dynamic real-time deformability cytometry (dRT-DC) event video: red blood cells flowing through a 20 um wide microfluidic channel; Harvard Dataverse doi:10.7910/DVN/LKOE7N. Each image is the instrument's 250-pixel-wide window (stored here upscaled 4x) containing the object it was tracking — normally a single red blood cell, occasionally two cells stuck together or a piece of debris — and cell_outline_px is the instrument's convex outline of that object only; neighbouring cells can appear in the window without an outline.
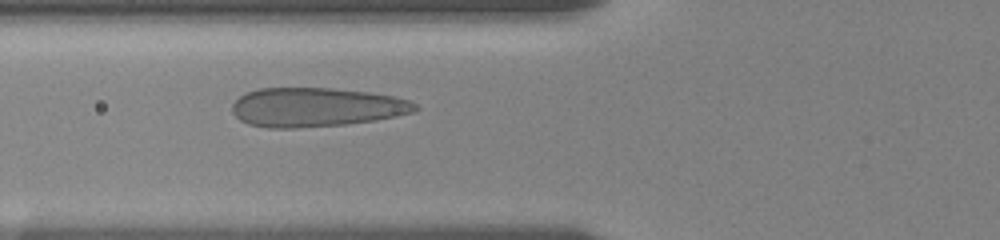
{"species": "human", "species_latin": "Homo sapiens", "temperature_condition": "room temperature", "stored_images_in_passage": 5, "camera_frame_rate_fps": 3000, "um_per_image_px": 0.085, "donor": {"sex": "female"}, "frame": {"image": 1, "passage_image": 3, "time_ms": 1.0, "image_size_px": [1000, 240], "cell_outline_px": [[420, 108], [416, 112], [376, 120], [344, 124], [296, 128], [268, 128], [248, 124], [240, 120], [232, 112], [232, 104], [244, 92], [260, 88], [332, 88], [368, 92], [392, 96], [408, 100], [416, 104]], "centroid_in_image_um": [26.86, 9.11], "position_along_channel_um": 98.9, "area_um2": 41.79}}
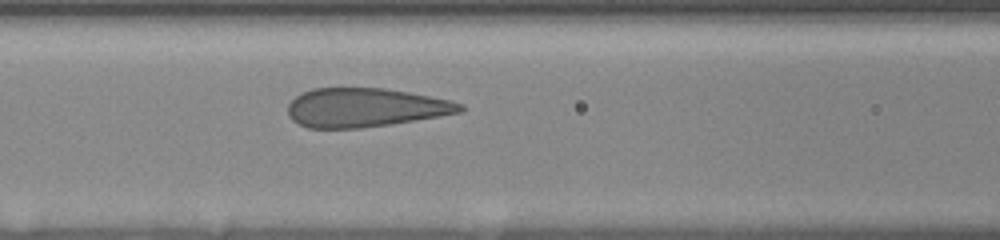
{"frame": {"image": 2, "passage_image": 5, "time_ms": 2.0, "image_size_px": [1000, 240], "cell_outline_px": [[464, 112], [416, 120], [360, 128], [308, 128], [292, 120], [288, 116], [288, 104], [300, 92], [312, 88], [384, 88], [408, 92], [452, 100], [464, 104]], "centroid_in_image_um": [31.05, 9.14], "position_along_channel_um": 135.6, "area_um2": 39.19}}